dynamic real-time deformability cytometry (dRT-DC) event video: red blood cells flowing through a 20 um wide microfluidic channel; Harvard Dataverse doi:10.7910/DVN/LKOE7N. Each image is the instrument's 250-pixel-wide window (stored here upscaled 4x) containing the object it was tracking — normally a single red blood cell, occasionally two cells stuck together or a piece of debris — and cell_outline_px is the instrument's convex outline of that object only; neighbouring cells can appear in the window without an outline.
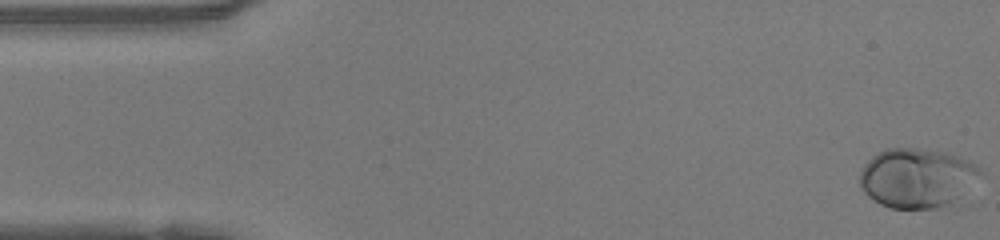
{"species": "human", "species_latin": "Homo sapiens", "temperature_condition": "warm", "stored_images_in_passage": 48, "camera_frame_rate_fps": 3000, "um_per_image_px": 0.085, "donor": {"sex": "female"}, "frame": {"image": 1, "passage_image": 1, "time_ms": 0.0, "image_size_px": [1000, 240], "cell_outline_px": [[984, 172], [972, 204], [968, 208], [892, 208], [880, 204], [868, 196], [860, 188], [860, 172], [864, 164], [872, 156], [884, 148], [916, 148], [944, 152], [968, 160], [976, 164]], "centroid_in_image_um": [78.21, 15.23], "position_along_channel_um": 6.8, "area_um2": 44.8}}
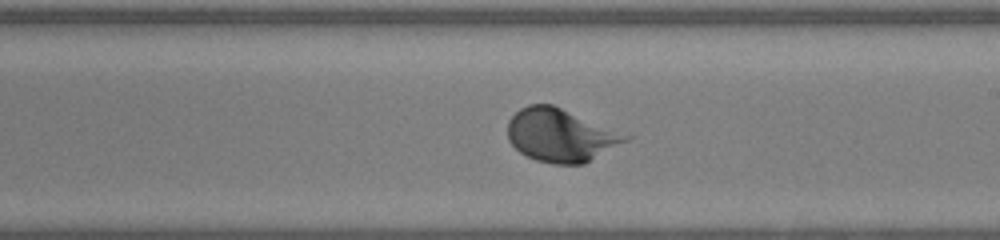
{"frame": {"image": 2, "passage_image": 27, "time_ms": 8.667, "image_size_px": [1000, 240], "cell_outline_px": [[632, 136], [628, 140], [584, 164], [552, 164], [536, 160], [520, 152], [508, 140], [508, 120], [520, 108], [528, 104], [552, 104]], "centroid_in_image_um": [47.64, 11.49], "position_along_channel_um": 241.4, "area_um2": 36.24}}
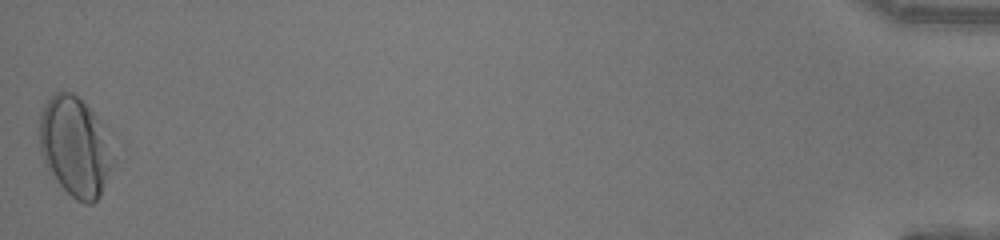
{"frame": {"image": 3, "passage_image": 48, "time_ms": 15.667, "image_size_px": [1000, 240], "cell_outline_px": [[116, 132], [112, 164], [100, 196], [92, 204], [84, 204], [76, 200], [48, 172], [44, 164], [40, 152], [40, 112], [44, 104], [56, 92], [72, 92], [112, 128]], "centroid_in_image_um": [6.46, 12.43], "position_along_channel_um": 428.7, "area_um2": 44.16}, "authors_computed_cell_mechanics": {"area_um2": 36.2984, "velocity_mm_per_s": 4.1955, "shape_relaxation_time_tau1_ms": 2.617, "shape_relaxation_time_tau2_ms": null, "deformation_change_tau1": 0.1898, "deformation_change_tau2": null}}